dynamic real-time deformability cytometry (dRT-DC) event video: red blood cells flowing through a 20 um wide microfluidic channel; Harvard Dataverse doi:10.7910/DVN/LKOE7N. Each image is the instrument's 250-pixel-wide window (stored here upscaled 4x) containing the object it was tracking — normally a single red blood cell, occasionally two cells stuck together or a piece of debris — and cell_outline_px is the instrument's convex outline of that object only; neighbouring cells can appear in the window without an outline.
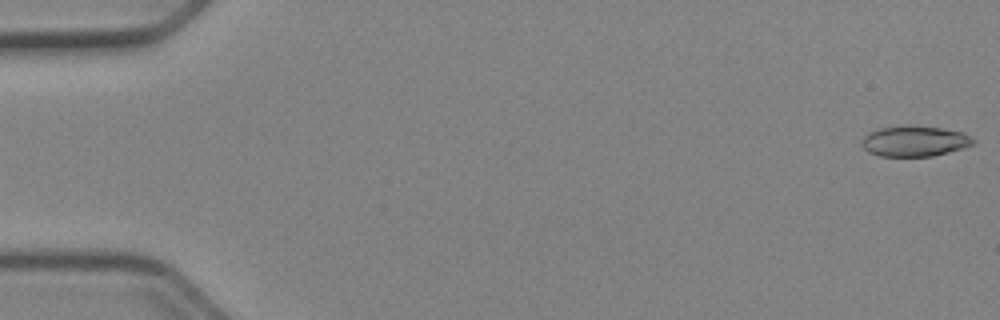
{"species": "Egyptian fruit bat (a non-hibernating species)", "species_latin": "Rousettus aegyptiacus", "temperature_condition": "cold", "stored_images_in_passage": 20, "camera_frame_rate_fps": 3000, "um_per_image_px": 0.085, "animal": {"sex": "female"}, "frame": {"image": 1, "passage_image": 1, "time_ms": 0.0, "image_size_px": [1000, 320], "cell_outline_px": [[976, 140], [972, 144], [960, 148], [932, 156], [880, 156], [868, 152], [860, 144], [864, 136], [868, 132], [880, 128], [940, 128], [964, 132]], "centroid_in_image_um": [77.71, 12.03], "position_along_channel_um": 7.3, "area_um2": 19.02}}
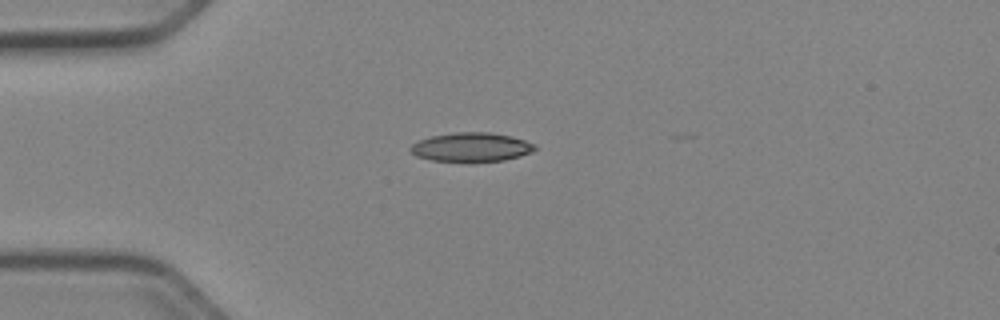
{"frame": {"image": 2, "passage_image": 14, "time_ms": 4.333, "image_size_px": [1000, 320], "cell_outline_px": [[536, 148], [532, 152], [520, 156], [504, 160], [432, 160], [416, 156], [408, 148], [412, 144], [420, 140], [432, 136], [456, 132], [488, 132], [512, 136], [536, 144]], "centroid_in_image_um": [40.08, 12.48], "position_along_channel_um": 44.9, "area_um2": 20.58}}
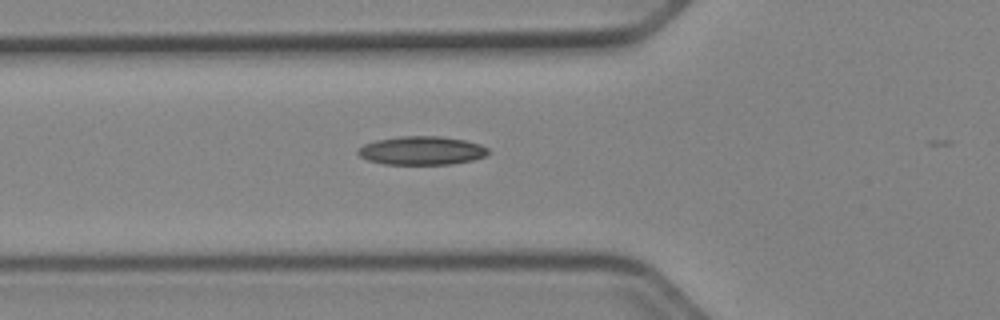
{"frame": {"image": 3, "passage_image": 19, "time_ms": 6.0, "image_size_px": [1000, 320], "cell_outline_px": [[488, 152], [484, 156], [472, 160], [452, 164], [384, 164], [368, 160], [360, 156], [356, 152], [364, 144], [376, 140], [400, 136], [440, 136], [464, 140], [480, 144], [488, 148]], "centroid_in_image_um": [35.83, 12.79], "position_along_channel_um": 90.0, "area_um2": 21.56}}